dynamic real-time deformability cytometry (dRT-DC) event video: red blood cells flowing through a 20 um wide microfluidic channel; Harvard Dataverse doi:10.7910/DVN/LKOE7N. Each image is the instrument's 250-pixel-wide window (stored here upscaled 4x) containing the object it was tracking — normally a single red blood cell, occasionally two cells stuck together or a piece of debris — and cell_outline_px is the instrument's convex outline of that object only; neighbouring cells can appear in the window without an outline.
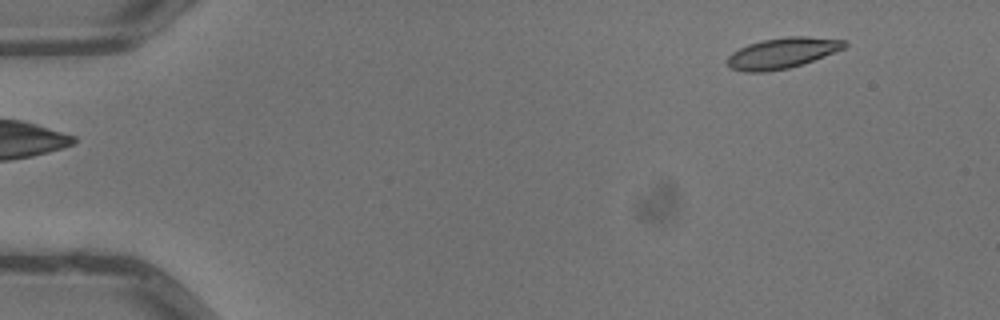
{"species": "common noctule bat (a hibernating species)", "species_latin": "Nyctalus noctula", "temperature_condition": "warm", "stored_images_in_passage": 5, "segment_of_instrument_passage": [2, 2], "camera_frame_rate_fps": 3000, "um_per_image_px": 0.085, "animal": {"sex": "male", "body_mass_g": 13.3}, "frame": {"image": 1, "passage_image": 5, "time_ms": 1.333, "image_size_px": [1000, 320], "cell_outline_px": [[848, 44], [844, 48], [804, 64], [788, 68], [764, 72], [744, 72], [732, 68], [728, 64], [728, 56], [732, 52], [748, 44], [764, 40], [788, 36], [808, 36], [848, 40]], "centroid_in_image_um": [66.53, 4.5], "position_along_channel_um": 18.5, "area_um2": 20.92}}